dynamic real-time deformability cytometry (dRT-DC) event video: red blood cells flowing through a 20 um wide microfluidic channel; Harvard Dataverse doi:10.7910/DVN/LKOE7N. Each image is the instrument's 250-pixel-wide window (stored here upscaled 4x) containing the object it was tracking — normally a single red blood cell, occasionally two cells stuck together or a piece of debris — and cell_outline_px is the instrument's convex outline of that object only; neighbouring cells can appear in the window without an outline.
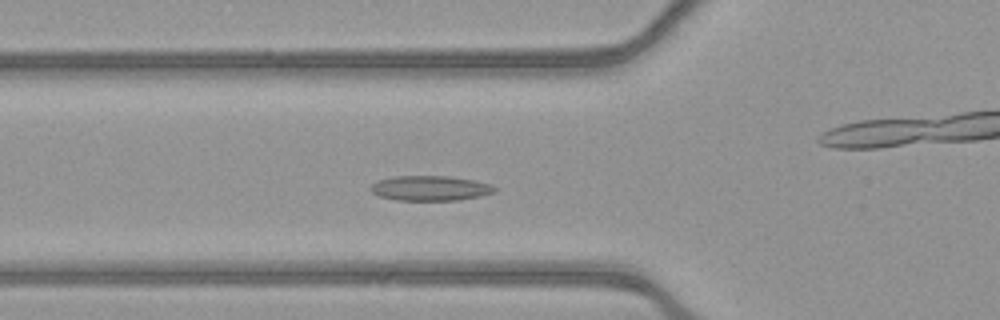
{"species": "common noctule bat (a hibernating species)", "species_latin": "Nyctalus noctula", "temperature_condition": "warm", "stored_images_in_passage": 47, "camera_frame_rate_fps": 3000, "um_per_image_px": 0.085, "animal": {"sex": "female", "body_mass_g": 21.9}, "frame": {"image": 1, "passage_image": 12, "time_ms": 3.667, "image_size_px": [1000, 320], "cell_outline_px": [[496, 188], [492, 192], [480, 196], [460, 200], [396, 200], [380, 196], [372, 192], [368, 188], [376, 180], [392, 176], [448, 176], [476, 180], [492, 184]], "centroid_in_image_um": [36.54, 15.99], "position_along_channel_um": 89.3, "area_um2": 18.15}}
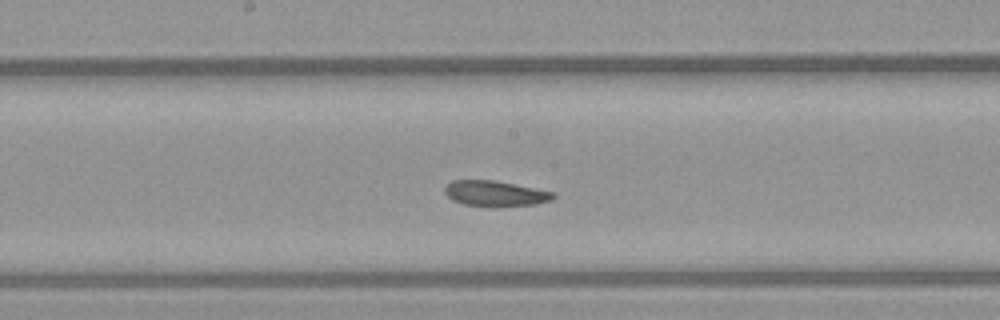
{"frame": {"image": 2, "passage_image": 21, "time_ms": 6.667, "image_size_px": [1000, 320], "cell_outline_px": [[556, 196], [552, 200], [536, 204], [492, 208], [464, 204], [452, 200], [444, 192], [444, 188], [452, 180], [492, 180], [556, 192]], "centroid_in_image_um": [42.11, 16.47], "position_along_channel_um": 206.1, "area_um2": 16.42}}
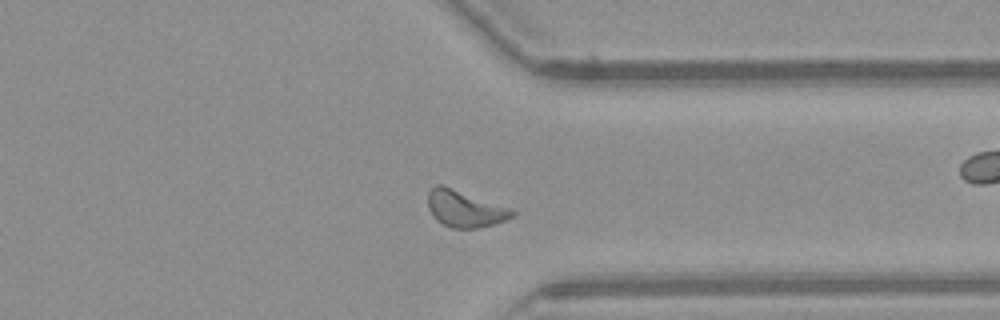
{"frame": {"image": 3, "passage_image": 34, "time_ms": 11.0, "image_size_px": [1000, 320], "cell_outline_px": [[516, 212], [512, 216], [504, 220], [492, 224], [476, 228], [452, 228], [436, 220], [432, 216], [428, 208], [428, 192], [436, 184], [440, 184], [512, 208]], "centroid_in_image_um": [39.49, 17.74], "position_along_channel_um": 371.9, "area_um2": 17.8}, "authors_computed_cell_mechanics": {"area_um2": 17.3978, "velocity_mm_per_s": 3.8637, "shape_relaxation_time_tau1_ms": null, "shape_relaxation_time_tau2_ms": 5.3071, "deformation_change_tau1": null, "deformation_change_tau2": 0.1316}}